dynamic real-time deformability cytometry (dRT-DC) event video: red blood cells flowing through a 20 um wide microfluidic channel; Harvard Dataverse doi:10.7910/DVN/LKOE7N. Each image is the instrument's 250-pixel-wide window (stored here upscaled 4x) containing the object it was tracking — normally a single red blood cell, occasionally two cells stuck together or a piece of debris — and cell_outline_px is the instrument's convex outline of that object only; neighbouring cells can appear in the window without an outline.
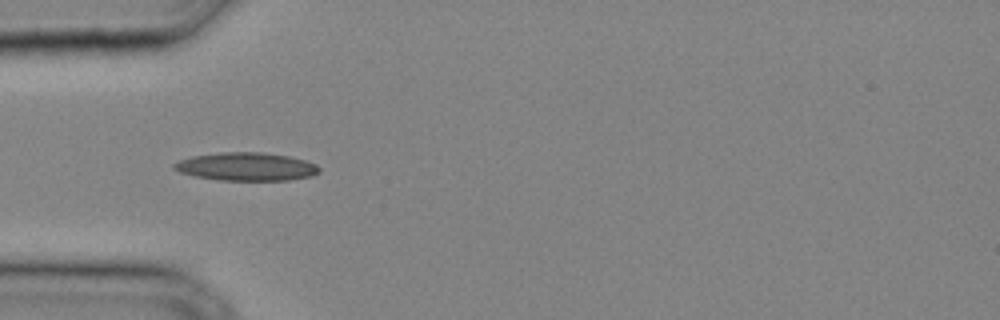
{"species": "common noctule bat (a hibernating species)", "species_latin": "Nyctalus noctula", "temperature_condition": "cold", "stored_images_in_passage": 23, "camera_frame_rate_fps": 3000, "um_per_image_px": 0.085, "animal": {"sex": "male", "body_mass_g": 20.4}, "frame": {"image": 1, "passage_image": 1, "time_ms": 0.0, "image_size_px": [1000, 320], "cell_outline_px": [[320, 172], [312, 176], [288, 180], [220, 180], [196, 176], [180, 172], [172, 168], [172, 164], [180, 160], [192, 156], [220, 152], [264, 152], [288, 156], [304, 160], [316, 164], [320, 168]], "centroid_in_image_um": [20.94, 14.16], "position_along_channel_um": 64.1, "area_um2": 23.81}}
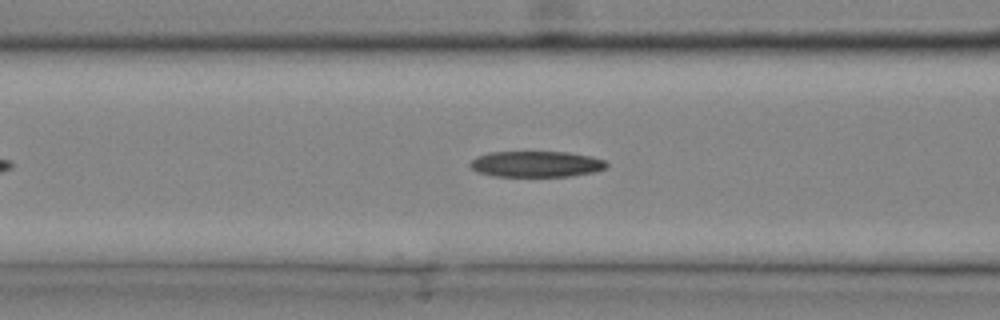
{"frame": {"image": 2, "passage_image": 4, "time_ms": 1.0, "image_size_px": [1000, 320], "cell_outline_px": [[608, 164], [604, 168], [596, 172], [568, 176], [492, 176], [476, 172], [468, 164], [476, 156], [488, 152], [568, 152], [592, 156], [604, 160]], "centroid_in_image_um": [45.55, 13.94], "position_along_channel_um": 121.0, "area_um2": 20.75}}